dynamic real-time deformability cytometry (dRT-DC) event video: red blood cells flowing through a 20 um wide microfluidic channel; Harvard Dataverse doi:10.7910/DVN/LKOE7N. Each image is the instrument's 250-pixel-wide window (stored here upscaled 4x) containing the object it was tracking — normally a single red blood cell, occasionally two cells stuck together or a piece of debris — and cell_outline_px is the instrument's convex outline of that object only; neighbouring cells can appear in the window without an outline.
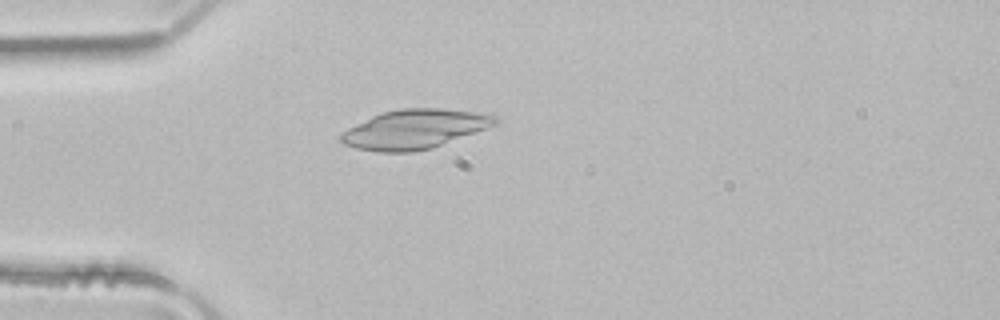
{"species": "common noctule bat (a hibernating species)", "species_latin": "Nyctalus noctula", "temperature_condition": "room temperature", "stored_images_in_passage": 1, "camera_frame_rate_fps": 3000, "um_per_image_px": 0.085, "animal": {"sex": "male", "body_mass_g": 21.5, "forearm_length_mm": 52.0}, "frame": {"image": 1, "passage_image": 1, "time_ms": 0.0, "image_size_px": [1000, 320], "cell_outline_px": [[496, 124], [488, 128], [432, 148], [412, 152], [380, 152], [356, 148], [344, 144], [340, 140], [340, 136], [348, 128], [380, 112], [400, 108], [440, 108], [492, 112], [496, 116]], "centroid_in_image_um": [35.3, 10.96], "position_along_channel_um": 49.7, "area_um2": 35.6}}